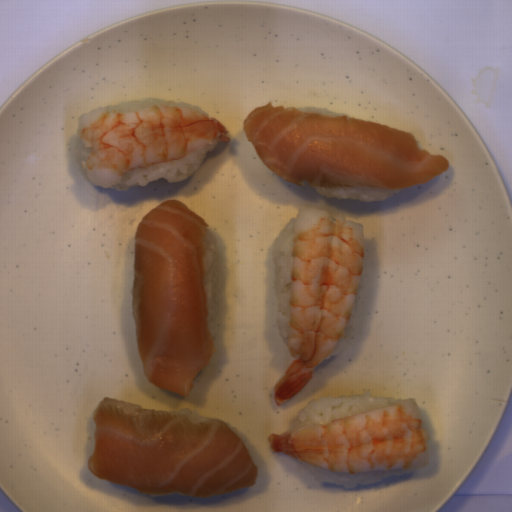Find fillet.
Listing matches in <instances>:
<instances>
[{"instance_id":"obj_1","label":"fillet","mask_w":512,"mask_h":512,"mask_svg":"<svg viewBox=\"0 0 512 512\" xmlns=\"http://www.w3.org/2000/svg\"><path fill=\"white\" fill-rule=\"evenodd\" d=\"M208 227L172 199L144 215L134 232L131 313L143 373L181 398L192 392L214 350L204 257Z\"/></svg>"},{"instance_id":"obj_2","label":"fillet","mask_w":512,"mask_h":512,"mask_svg":"<svg viewBox=\"0 0 512 512\" xmlns=\"http://www.w3.org/2000/svg\"><path fill=\"white\" fill-rule=\"evenodd\" d=\"M92 475L148 497H214L257 483L249 447L221 419L196 421L104 397L93 411Z\"/></svg>"},{"instance_id":"obj_3","label":"fillet","mask_w":512,"mask_h":512,"mask_svg":"<svg viewBox=\"0 0 512 512\" xmlns=\"http://www.w3.org/2000/svg\"><path fill=\"white\" fill-rule=\"evenodd\" d=\"M243 126L261 163L292 184L397 190L431 181L451 166L410 133L351 116L270 102L254 108Z\"/></svg>"}]
</instances>
